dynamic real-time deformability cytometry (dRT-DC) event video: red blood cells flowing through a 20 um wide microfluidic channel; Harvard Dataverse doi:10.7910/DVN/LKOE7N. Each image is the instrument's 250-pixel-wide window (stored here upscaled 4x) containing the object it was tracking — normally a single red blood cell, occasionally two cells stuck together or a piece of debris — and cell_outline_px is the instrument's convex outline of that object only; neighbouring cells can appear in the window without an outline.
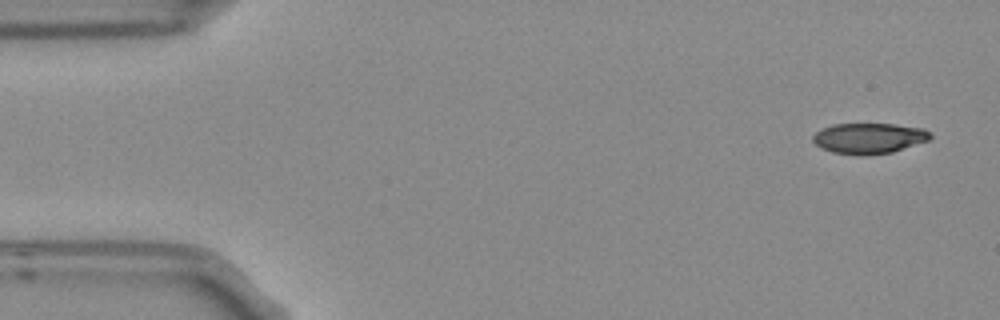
{"species": "Egyptian fruit bat (a non-hibernating species)", "species_latin": "Rousettus aegyptiacus", "temperature_condition": "room temperature", "stored_images_in_passage": 8, "camera_frame_rate_fps": 3000, "um_per_image_px": 0.085, "frame": {"image": 1, "passage_image": 1, "time_ms": 0.0, "image_size_px": [1000, 320], "cell_outline_px": [[932, 136], [928, 140], [892, 152], [832, 152], [816, 144], [812, 140], [812, 136], [820, 128], [832, 124], [896, 124], [924, 128]], "centroid_in_image_um": [73.86, 11.69], "position_along_channel_um": 11.1, "area_um2": 20.06}}
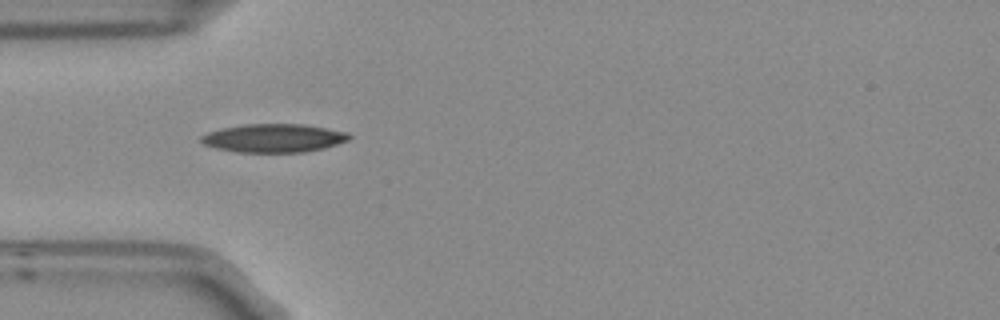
{"frame": {"image": 2, "passage_image": 4, "time_ms": 1.0, "image_size_px": [1000, 320], "cell_outline_px": [[352, 136], [348, 140], [324, 148], [304, 152], [236, 152], [216, 148], [204, 144], [200, 140], [200, 136], [208, 132], [220, 128], [244, 124], [304, 124], [348, 132]], "centroid_in_image_um": [23.25, 11.73], "position_along_channel_um": 61.7, "area_um2": 24.57}}
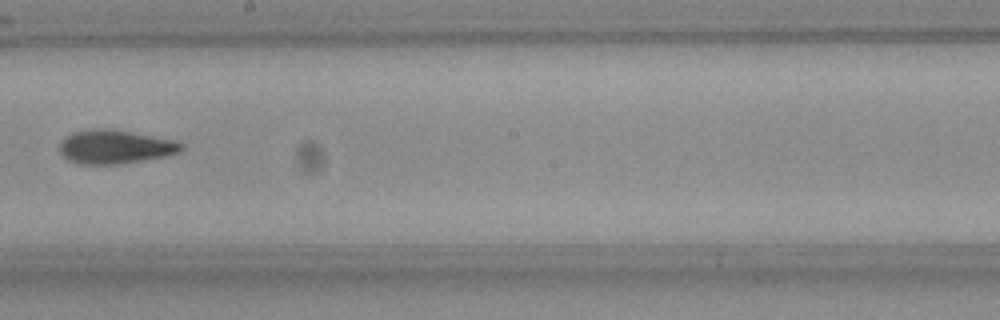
{"frame": {"image": 3, "passage_image": 8, "time_ms": 2.333, "image_size_px": [1000, 320], "cell_outline_px": [[184, 148], [180, 152], [164, 156], [116, 164], [80, 164], [68, 160], [60, 152], [60, 144], [64, 136], [72, 132], [92, 128], [112, 128], [176, 140], [184, 144]], "centroid_in_image_um": [9.78, 12.45], "position_along_channel_um": 238.4, "area_um2": 24.1}}